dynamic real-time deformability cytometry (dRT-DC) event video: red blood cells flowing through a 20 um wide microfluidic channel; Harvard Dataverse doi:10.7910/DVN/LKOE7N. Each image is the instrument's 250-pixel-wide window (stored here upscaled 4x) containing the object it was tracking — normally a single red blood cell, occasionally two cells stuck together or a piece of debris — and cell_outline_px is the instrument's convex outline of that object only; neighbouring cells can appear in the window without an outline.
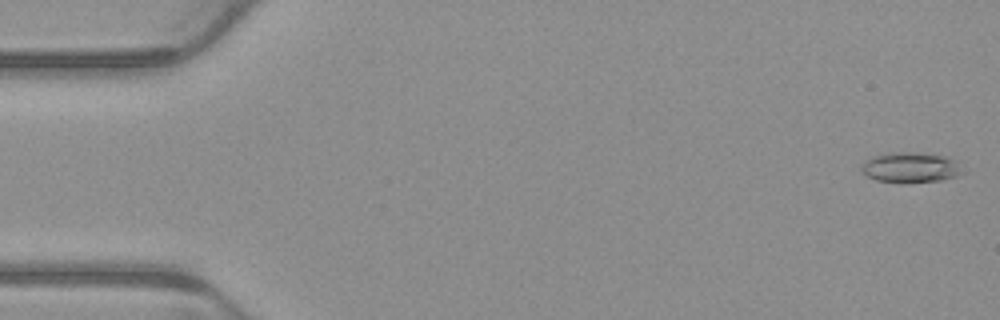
{"species": "common noctule bat (a hibernating species)", "species_latin": "Nyctalus noctula", "temperature_condition": "warm", "stored_images_in_passage": 4, "camera_frame_rate_fps": 3000, "um_per_image_px": 0.085, "animal": {"sex": "male", "body_mass_g": 23.1, "forearm_length_mm": 52.7}, "frame": {"image": 1, "passage_image": 1, "time_ms": 0.0, "image_size_px": [1000, 320], "cell_outline_px": [[964, 172], [956, 176], [940, 180], [904, 184], [876, 180], [868, 176], [860, 168], [864, 160], [872, 156], [888, 152], [912, 152], [944, 156], [952, 160]], "centroid_in_image_um": [77.32, 14.25], "position_along_channel_um": 7.7, "area_um2": 17.86}}
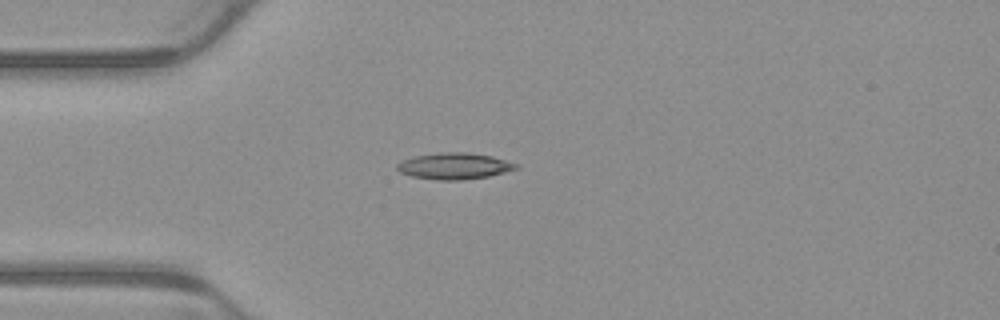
{"frame": {"image": 2, "passage_image": 4, "time_ms": 1.0, "image_size_px": [1000, 320], "cell_outline_px": [[520, 168], [488, 176], [460, 180], [440, 180], [412, 176], [400, 172], [396, 168], [396, 164], [404, 160], [416, 156], [440, 152], [468, 152], [492, 156], [520, 164]], "centroid_in_image_um": [38.66, 14.1], "position_along_channel_um": 46.3, "area_um2": 18.21}}